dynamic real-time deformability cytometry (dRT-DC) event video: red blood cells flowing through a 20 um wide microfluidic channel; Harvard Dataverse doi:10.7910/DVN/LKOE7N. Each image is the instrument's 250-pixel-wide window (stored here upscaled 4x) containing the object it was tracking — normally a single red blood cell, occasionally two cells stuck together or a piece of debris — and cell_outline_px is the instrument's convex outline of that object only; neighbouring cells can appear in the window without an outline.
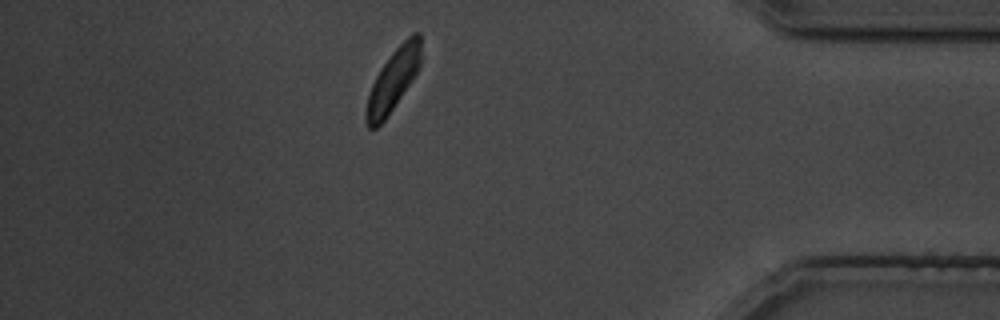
{"species": "common noctule bat (a hibernating species)", "species_latin": "Nyctalus noctula", "temperature_condition": "cold", "stored_images_in_passage": 25, "camera_frame_rate_fps": 3000, "um_per_image_px": 0.085, "animal": {"sex": "male", "body_mass_g": 19.5, "forearm_length_mm": 54.6}, "frame": {"image": 1, "passage_image": 22, "time_ms": 26.0, "image_size_px": [1000, 320], "cell_outline_px": [[420, 64], [416, 72], [388, 116], [376, 128], [368, 128], [364, 120], [364, 112], [368, 96], [372, 84], [380, 68], [392, 52], [412, 32], [420, 32]], "centroid_in_image_um": [33.37, 6.83], "position_along_channel_um": 401.8, "area_um2": 19.42}}